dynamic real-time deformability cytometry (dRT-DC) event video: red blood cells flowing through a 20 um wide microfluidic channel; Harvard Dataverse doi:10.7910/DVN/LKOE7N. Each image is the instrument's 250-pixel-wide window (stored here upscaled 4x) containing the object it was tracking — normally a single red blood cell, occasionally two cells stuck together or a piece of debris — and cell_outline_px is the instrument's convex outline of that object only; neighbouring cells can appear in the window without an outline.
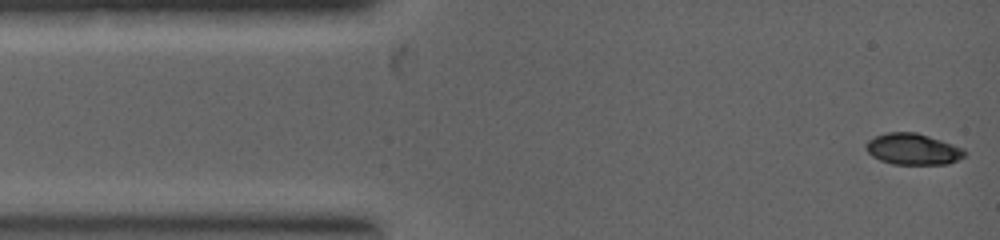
{"species": "common noctule bat (a hibernating species)", "species_latin": "Nyctalus noctula", "temperature_condition": "warm", "stored_images_in_passage": 3, "camera_frame_rate_fps": 5000, "um_per_image_px": 0.085, "animal": {"sex": "female", "body_mass_g": 19.0, "forearm_length_mm": 53.3}, "frame": {"image": 1, "passage_image": 1, "time_ms": 0.0, "image_size_px": [1000, 240], "cell_outline_px": [[964, 156], [948, 164], [892, 164], [880, 160], [872, 156], [864, 148], [864, 144], [868, 140], [876, 136], [888, 132], [916, 132], [964, 148]], "centroid_in_image_um": [77.55, 12.67], "position_along_channel_um": 7.5, "area_um2": 17.86}}